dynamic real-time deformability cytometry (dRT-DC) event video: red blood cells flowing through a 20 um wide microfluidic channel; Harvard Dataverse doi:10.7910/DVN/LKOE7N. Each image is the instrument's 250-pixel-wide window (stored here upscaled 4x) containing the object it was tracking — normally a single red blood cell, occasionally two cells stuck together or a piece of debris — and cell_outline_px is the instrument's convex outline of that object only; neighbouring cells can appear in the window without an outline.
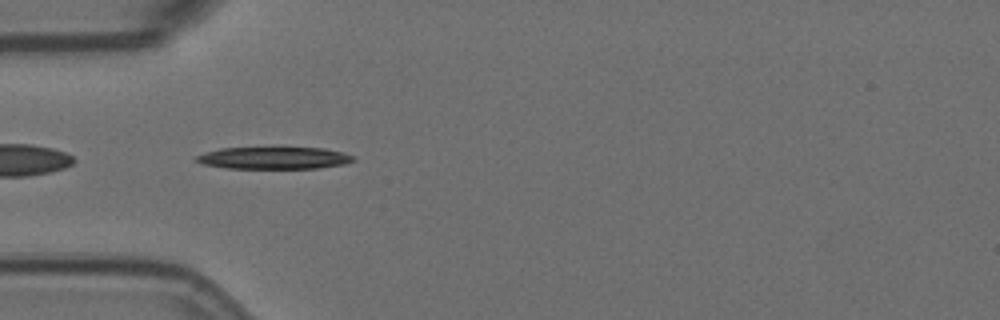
{"species": "Egyptian fruit bat (a non-hibernating species)", "species_latin": "Rousettus aegyptiacus", "temperature_condition": "room temperature", "stored_images_in_passage": 6, "camera_frame_rate_fps": 3000, "um_per_image_px": 0.085, "animal": {"sex": "female"}, "frame": {"image": 1, "passage_image": 5, "time_ms": 1.333, "image_size_px": [1000, 320], "cell_outline_px": [[356, 160], [344, 164], [316, 168], [224, 168], [204, 164], [196, 160], [196, 156], [204, 152], [220, 148], [272, 144], [324, 148], [344, 152], [352, 156]], "centroid_in_image_um": [23.28, 13.36], "position_along_channel_um": 61.7, "area_um2": 21.56}}